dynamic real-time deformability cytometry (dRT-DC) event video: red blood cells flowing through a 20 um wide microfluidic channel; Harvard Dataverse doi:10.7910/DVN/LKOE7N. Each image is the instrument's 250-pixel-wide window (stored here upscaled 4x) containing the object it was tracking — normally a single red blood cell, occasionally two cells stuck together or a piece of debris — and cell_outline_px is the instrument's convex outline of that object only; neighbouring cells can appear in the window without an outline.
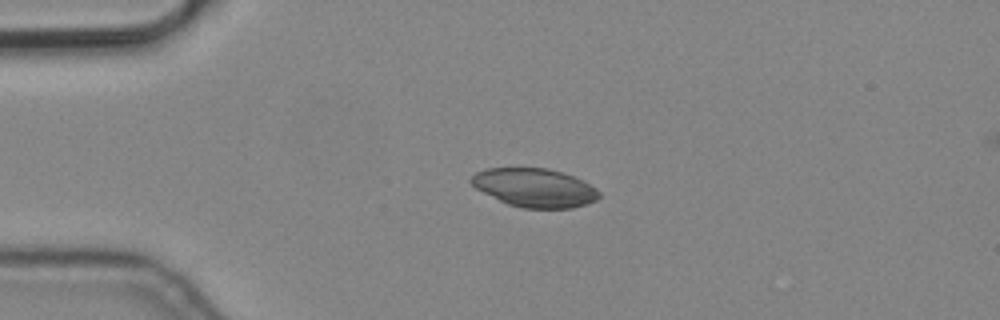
{"species": "common noctule bat (a hibernating species)", "species_latin": "Nyctalus noctula", "temperature_condition": "cold", "stored_images_in_passage": 5, "camera_frame_rate_fps": 3000, "um_per_image_px": 0.085, "animal": {"sex": "male", "body_mass_g": 19.2, "forearm_length_mm": 51.8}, "frame": {"image": 1, "passage_image": 3, "time_ms": 0.667, "image_size_px": [1000, 320], "cell_outline_px": [[600, 196], [596, 200], [588, 204], [572, 208], [524, 208], [508, 204], [476, 188], [468, 180], [476, 172], [484, 168], [548, 168], [584, 180], [596, 188], [600, 192]], "centroid_in_image_um": [45.46, 15.95], "position_along_channel_um": 39.5, "area_um2": 28.73}}